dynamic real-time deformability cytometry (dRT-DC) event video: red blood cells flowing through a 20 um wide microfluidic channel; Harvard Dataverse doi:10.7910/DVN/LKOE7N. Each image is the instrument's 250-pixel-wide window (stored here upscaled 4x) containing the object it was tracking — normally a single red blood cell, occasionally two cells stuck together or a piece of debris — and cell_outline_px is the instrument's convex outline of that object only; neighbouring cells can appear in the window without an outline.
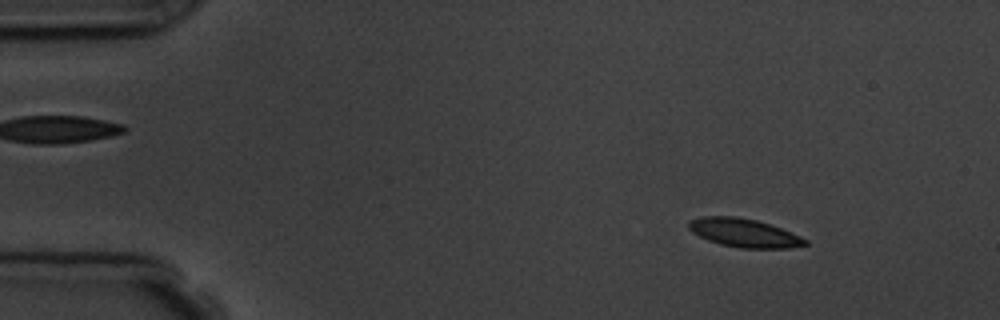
{"species": "common noctule bat (a hibernating species)", "species_latin": "Nyctalus noctula", "temperature_condition": "room temperature", "stored_images_in_passage": 6, "camera_frame_rate_fps": 3000, "um_per_image_px": 0.085, "animal": {"sex": "male", "body_mass_g": 19.5, "forearm_length_mm": 54.6}, "frame": {"image": 1, "passage_image": 2, "time_ms": 1.0, "image_size_px": [1000, 320], "cell_outline_px": [[808, 244], [788, 248], [740, 248], [720, 244], [708, 240], [692, 232], [688, 228], [688, 220], [704, 216], [736, 216], [756, 220], [780, 228], [800, 236], [808, 240]], "centroid_in_image_um": [63.22, 19.79], "position_along_channel_um": 21.8, "area_um2": 19.25}}
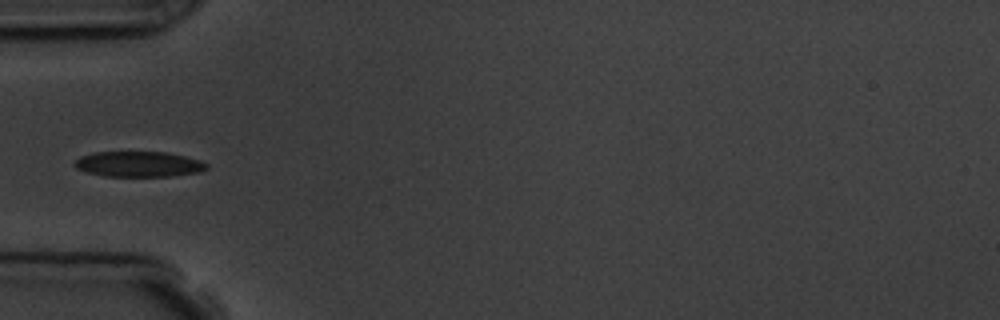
{"frame": {"image": 2, "passage_image": 5, "time_ms": 4.667, "image_size_px": [1000, 320], "cell_outline_px": [[208, 168], [200, 172], [172, 176], [104, 176], [84, 172], [76, 168], [72, 164], [80, 156], [96, 152], [168, 152], [200, 160], [208, 164]], "centroid_in_image_um": [11.78, 13.95], "position_along_channel_um": 73.2, "area_um2": 19.71}}